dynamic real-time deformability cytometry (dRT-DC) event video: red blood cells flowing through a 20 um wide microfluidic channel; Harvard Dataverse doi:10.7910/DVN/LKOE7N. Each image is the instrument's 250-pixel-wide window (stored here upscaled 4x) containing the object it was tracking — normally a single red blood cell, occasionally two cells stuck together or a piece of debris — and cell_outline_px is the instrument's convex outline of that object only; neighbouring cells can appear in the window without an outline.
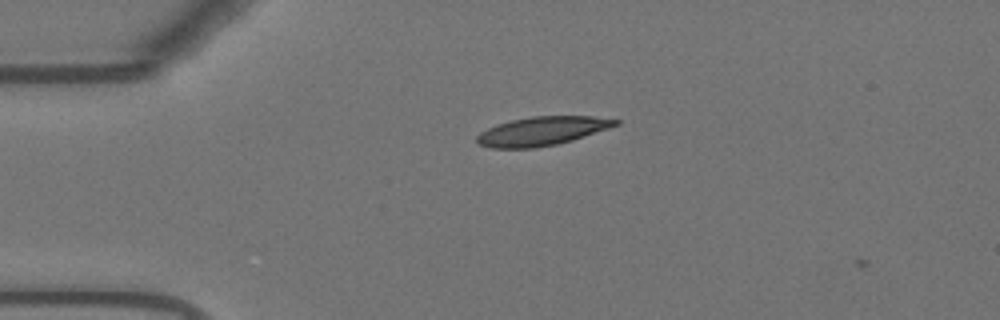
{"species": "Egyptian fruit bat (a non-hibernating species)", "species_latin": "Rousettus aegyptiacus", "temperature_condition": "warm", "stored_images_in_passage": 3, "camera_frame_rate_fps": 3000, "um_per_image_px": 0.085, "animal": {"sex": "female"}, "frame": {"image": 1, "passage_image": 2, "time_ms": 0.333, "image_size_px": [1000, 320], "cell_outline_px": [[620, 124], [572, 140], [556, 144], [536, 148], [492, 148], [480, 144], [476, 140], [476, 136], [480, 132], [496, 124], [512, 120], [532, 116], [592, 116], [620, 120]], "centroid_in_image_um": [46.06, 11.14], "position_along_channel_um": 38.9, "area_um2": 23.12}}